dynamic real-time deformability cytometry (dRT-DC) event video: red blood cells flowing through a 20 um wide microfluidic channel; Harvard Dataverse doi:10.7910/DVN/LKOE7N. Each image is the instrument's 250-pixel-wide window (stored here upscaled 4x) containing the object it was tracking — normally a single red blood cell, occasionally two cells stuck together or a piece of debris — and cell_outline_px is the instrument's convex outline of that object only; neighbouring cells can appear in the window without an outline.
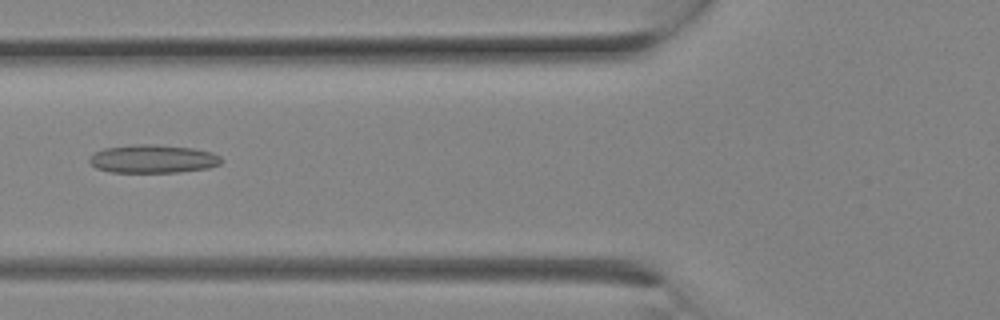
{"species": "Egyptian fruit bat (a non-hibernating species)", "species_latin": "Rousettus aegyptiacus", "temperature_condition": "room temperature", "stored_images_in_passage": 9, "camera_frame_rate_fps": 3000, "um_per_image_px": 0.085, "animal": {"sex": "female"}, "frame": {"image": 1, "passage_image": 8, "time_ms": 2.333, "image_size_px": [1000, 320], "cell_outline_px": [[224, 160], [220, 164], [208, 168], [180, 172], [112, 172], [96, 168], [88, 160], [88, 156], [92, 152], [104, 148], [132, 144], [152, 144], [192, 148], [212, 152], [220, 156]], "centroid_in_image_um": [12.98, 13.5], "position_along_channel_um": 112.8, "area_um2": 21.96}}